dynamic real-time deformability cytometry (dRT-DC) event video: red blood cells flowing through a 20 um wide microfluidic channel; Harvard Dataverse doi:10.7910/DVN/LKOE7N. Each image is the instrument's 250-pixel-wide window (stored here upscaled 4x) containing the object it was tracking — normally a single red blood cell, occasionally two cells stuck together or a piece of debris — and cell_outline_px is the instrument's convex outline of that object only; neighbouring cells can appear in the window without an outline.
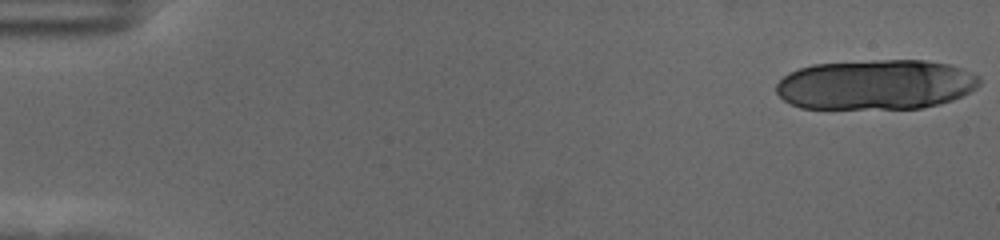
{"species": "human", "species_latin": "Homo sapiens", "temperature_condition": "cold", "stored_images_in_passage": 21, "camera_frame_rate_fps": 3000, "um_per_image_px": 0.085, "donor": {"sex": "female"}, "frame": {"image": 1, "passage_image": 1, "time_ms": 0.0, "image_size_px": [1000, 240], "cell_outline_px": [[980, 84], [976, 88], [952, 100], [940, 104], [920, 108], [800, 108], [784, 100], [776, 92], [776, 84], [788, 72], [812, 64], [872, 60], [924, 60], [948, 64], [972, 72], [980, 76]], "centroid_in_image_um": [74.44, 7.18], "position_along_channel_um": 10.6, "area_um2": 59.36}}